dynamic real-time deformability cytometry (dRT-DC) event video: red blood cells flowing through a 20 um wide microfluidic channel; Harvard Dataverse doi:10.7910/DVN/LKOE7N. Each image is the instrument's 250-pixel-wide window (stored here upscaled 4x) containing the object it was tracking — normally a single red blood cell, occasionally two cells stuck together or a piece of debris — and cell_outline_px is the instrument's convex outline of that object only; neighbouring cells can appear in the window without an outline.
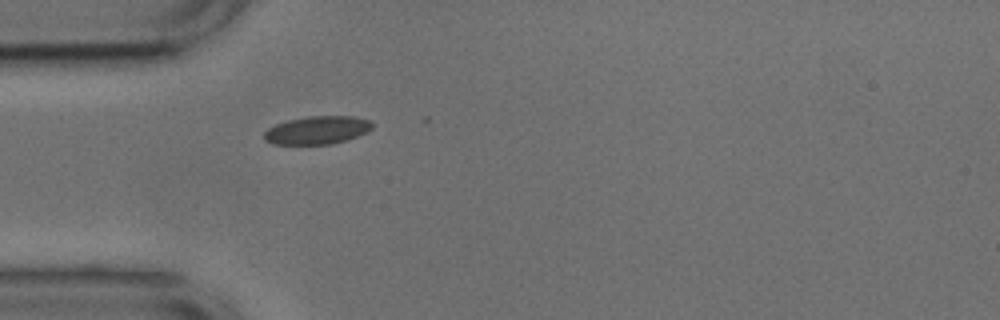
{"species": "common noctule bat (a hibernating species)", "species_latin": "Nyctalus noctula", "temperature_condition": "cold", "stored_images_in_passage": 4, "camera_frame_rate_fps": 3000, "um_per_image_px": 0.085, "animal": {"sex": "male", "body_mass_g": 17.9, "forearm_length_mm": 54.2}, "frame": {"image": 1, "passage_image": 1, "time_ms": 0.0, "image_size_px": [1000, 320], "cell_outline_px": [[372, 128], [348, 140], [332, 144], [272, 144], [264, 140], [264, 132], [268, 128], [276, 124], [288, 120], [308, 116], [352, 116], [372, 120]], "centroid_in_image_um": [26.95, 11.06], "position_along_channel_um": 58.1, "area_um2": 17.69}}